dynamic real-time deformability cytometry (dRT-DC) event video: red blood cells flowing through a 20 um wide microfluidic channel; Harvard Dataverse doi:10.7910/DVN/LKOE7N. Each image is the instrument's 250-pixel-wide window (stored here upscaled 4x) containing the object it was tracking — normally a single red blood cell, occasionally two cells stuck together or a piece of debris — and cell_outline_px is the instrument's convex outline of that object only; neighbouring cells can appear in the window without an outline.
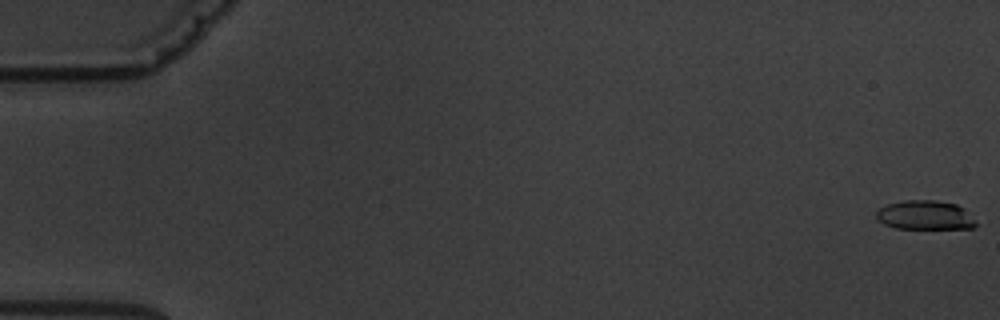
{"species": "common noctule bat (a hibernating species)", "species_latin": "Nyctalus noctula", "temperature_condition": "warm", "stored_images_in_passage": 6, "camera_frame_rate_fps": 3000, "um_per_image_px": 0.085, "animal": {"sex": "male", "body_mass_g": 19.5, "forearm_length_mm": 54.6}, "frame": {"image": 1, "passage_image": 1, "time_ms": 0.0, "image_size_px": [1000, 320], "cell_outline_px": [[976, 224], [972, 228], [896, 228], [884, 224], [876, 220], [876, 212], [880, 208], [888, 204], [904, 200], [936, 200], [956, 204], [964, 208], [976, 220]], "centroid_in_image_um": [78.62, 18.28], "position_along_channel_um": 6.4, "area_um2": 16.94}}
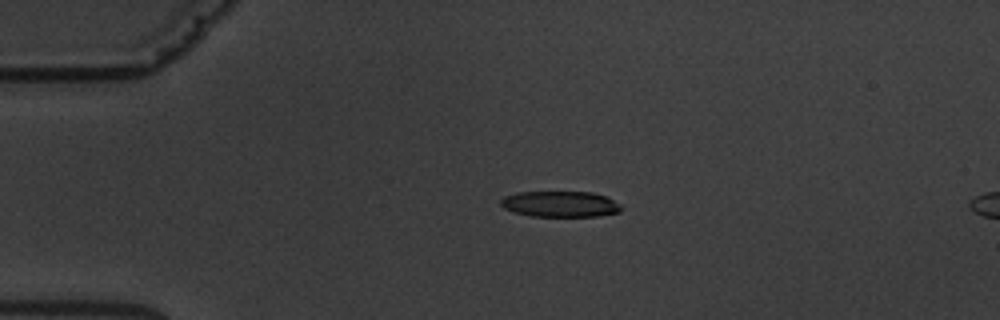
{"frame": {"image": 2, "passage_image": 4, "time_ms": 4.333, "image_size_px": [1000, 320], "cell_outline_px": [[624, 208], [620, 212], [600, 216], [532, 216], [516, 212], [504, 208], [500, 204], [500, 200], [504, 196], [520, 192], [592, 192], [608, 196], [620, 204]], "centroid_in_image_um": [47.68, 17.34], "position_along_channel_um": 37.3, "area_um2": 18.26}}